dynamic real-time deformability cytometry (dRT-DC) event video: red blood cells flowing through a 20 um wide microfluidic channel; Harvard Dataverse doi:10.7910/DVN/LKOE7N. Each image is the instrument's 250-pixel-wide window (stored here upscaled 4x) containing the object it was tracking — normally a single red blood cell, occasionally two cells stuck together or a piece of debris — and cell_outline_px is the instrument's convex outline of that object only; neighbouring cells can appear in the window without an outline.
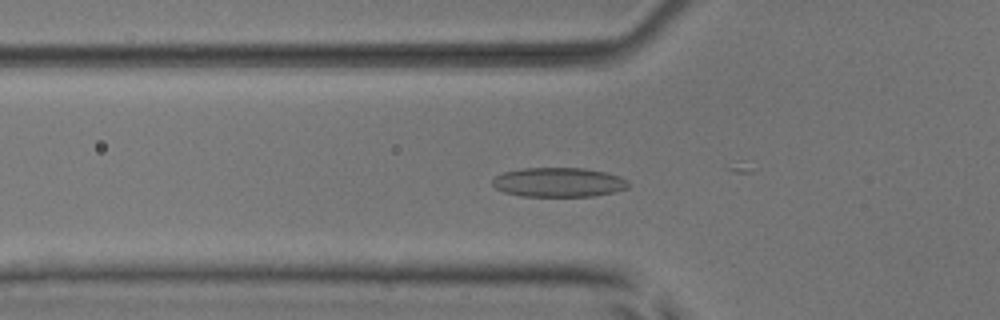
{"species": "common noctule bat (a hibernating species)", "species_latin": "Nyctalus noctula", "temperature_condition": "room temperature", "stored_images_in_passage": 26, "camera_frame_rate_fps": 3000, "um_per_image_px": 0.085, "animal": {"sex": "male", "body_mass_g": 17.9, "forearm_length_mm": 54.2}, "frame": {"image": 1, "passage_image": 19, "time_ms": 6.0, "image_size_px": [1000, 320], "cell_outline_px": [[632, 184], [628, 188], [616, 192], [592, 196], [524, 196], [504, 192], [496, 188], [492, 184], [492, 180], [496, 176], [504, 172], [524, 168], [584, 168], [604, 172], [620, 176], [628, 180]], "centroid_in_image_um": [47.54, 15.49], "position_along_channel_um": 78.3, "area_um2": 23.35}}
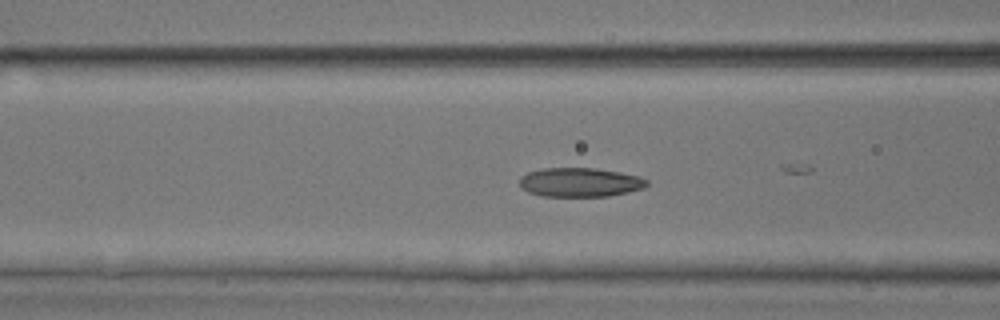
{"frame": {"image": 2, "passage_image": 22, "time_ms": 7.0, "image_size_px": [1000, 320], "cell_outline_px": [[648, 184], [644, 188], [628, 192], [608, 196], [544, 196], [528, 192], [520, 184], [520, 176], [528, 172], [544, 168], [596, 168], [620, 172], [640, 176], [648, 180]], "centroid_in_image_um": [49.33, 15.49], "position_along_channel_um": 117.3, "area_um2": 21.56}}